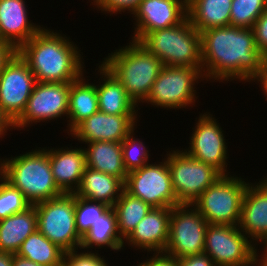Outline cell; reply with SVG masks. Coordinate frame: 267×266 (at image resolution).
Instances as JSON below:
<instances>
[{
  "label": "cell",
  "mask_w": 267,
  "mask_h": 266,
  "mask_svg": "<svg viewBox=\"0 0 267 266\" xmlns=\"http://www.w3.org/2000/svg\"><path fill=\"white\" fill-rule=\"evenodd\" d=\"M40 29L28 22L23 0H0V40L18 50Z\"/></svg>",
  "instance_id": "cell-18"
},
{
  "label": "cell",
  "mask_w": 267,
  "mask_h": 266,
  "mask_svg": "<svg viewBox=\"0 0 267 266\" xmlns=\"http://www.w3.org/2000/svg\"><path fill=\"white\" fill-rule=\"evenodd\" d=\"M13 266H44L26 258L13 254Z\"/></svg>",
  "instance_id": "cell-42"
},
{
  "label": "cell",
  "mask_w": 267,
  "mask_h": 266,
  "mask_svg": "<svg viewBox=\"0 0 267 266\" xmlns=\"http://www.w3.org/2000/svg\"><path fill=\"white\" fill-rule=\"evenodd\" d=\"M258 79L259 81L261 80V84H263V89L265 90V94L267 95V60L262 66V70L260 73L254 78Z\"/></svg>",
  "instance_id": "cell-43"
},
{
  "label": "cell",
  "mask_w": 267,
  "mask_h": 266,
  "mask_svg": "<svg viewBox=\"0 0 267 266\" xmlns=\"http://www.w3.org/2000/svg\"><path fill=\"white\" fill-rule=\"evenodd\" d=\"M137 16L134 41L148 32L180 24L187 17V0H141L132 14Z\"/></svg>",
  "instance_id": "cell-15"
},
{
  "label": "cell",
  "mask_w": 267,
  "mask_h": 266,
  "mask_svg": "<svg viewBox=\"0 0 267 266\" xmlns=\"http://www.w3.org/2000/svg\"><path fill=\"white\" fill-rule=\"evenodd\" d=\"M232 0H187V17L200 31L230 25Z\"/></svg>",
  "instance_id": "cell-25"
},
{
  "label": "cell",
  "mask_w": 267,
  "mask_h": 266,
  "mask_svg": "<svg viewBox=\"0 0 267 266\" xmlns=\"http://www.w3.org/2000/svg\"><path fill=\"white\" fill-rule=\"evenodd\" d=\"M37 230L35 205L0 220V252L16 254L23 241Z\"/></svg>",
  "instance_id": "cell-23"
},
{
  "label": "cell",
  "mask_w": 267,
  "mask_h": 266,
  "mask_svg": "<svg viewBox=\"0 0 267 266\" xmlns=\"http://www.w3.org/2000/svg\"><path fill=\"white\" fill-rule=\"evenodd\" d=\"M85 151L86 167L120 178L128 175L122 155L121 142L95 141Z\"/></svg>",
  "instance_id": "cell-24"
},
{
  "label": "cell",
  "mask_w": 267,
  "mask_h": 266,
  "mask_svg": "<svg viewBox=\"0 0 267 266\" xmlns=\"http://www.w3.org/2000/svg\"><path fill=\"white\" fill-rule=\"evenodd\" d=\"M117 217L113 207H110L94 222L89 231L82 238L80 248H89L93 245H107L112 250L121 249L124 241L121 236L117 235Z\"/></svg>",
  "instance_id": "cell-29"
},
{
  "label": "cell",
  "mask_w": 267,
  "mask_h": 266,
  "mask_svg": "<svg viewBox=\"0 0 267 266\" xmlns=\"http://www.w3.org/2000/svg\"><path fill=\"white\" fill-rule=\"evenodd\" d=\"M36 80L16 52L0 72V107L14 123L26 108Z\"/></svg>",
  "instance_id": "cell-13"
},
{
  "label": "cell",
  "mask_w": 267,
  "mask_h": 266,
  "mask_svg": "<svg viewBox=\"0 0 267 266\" xmlns=\"http://www.w3.org/2000/svg\"><path fill=\"white\" fill-rule=\"evenodd\" d=\"M227 176L222 175L192 205L195 204L209 224L239 227L242 201L248 184L240 178Z\"/></svg>",
  "instance_id": "cell-6"
},
{
  "label": "cell",
  "mask_w": 267,
  "mask_h": 266,
  "mask_svg": "<svg viewBox=\"0 0 267 266\" xmlns=\"http://www.w3.org/2000/svg\"><path fill=\"white\" fill-rule=\"evenodd\" d=\"M131 133L133 132H130L121 142L123 162L127 172L142 168L147 164V158H149L147 157L148 151L145 150V146H143V143L140 141H136L133 136H131L133 135ZM136 142H138V144ZM137 145H140L138 148H141V150H136Z\"/></svg>",
  "instance_id": "cell-34"
},
{
  "label": "cell",
  "mask_w": 267,
  "mask_h": 266,
  "mask_svg": "<svg viewBox=\"0 0 267 266\" xmlns=\"http://www.w3.org/2000/svg\"><path fill=\"white\" fill-rule=\"evenodd\" d=\"M200 34L202 68L205 65L207 68L205 77L254 80L267 60L256 47L252 28L229 25Z\"/></svg>",
  "instance_id": "cell-1"
},
{
  "label": "cell",
  "mask_w": 267,
  "mask_h": 266,
  "mask_svg": "<svg viewBox=\"0 0 267 266\" xmlns=\"http://www.w3.org/2000/svg\"><path fill=\"white\" fill-rule=\"evenodd\" d=\"M34 205L37 212V230L40 233L65 252L80 248L82 237L76 229L73 193L62 194Z\"/></svg>",
  "instance_id": "cell-7"
},
{
  "label": "cell",
  "mask_w": 267,
  "mask_h": 266,
  "mask_svg": "<svg viewBox=\"0 0 267 266\" xmlns=\"http://www.w3.org/2000/svg\"><path fill=\"white\" fill-rule=\"evenodd\" d=\"M192 204L171 208L169 239L163 253L176 259L204 252L205 235L209 223L197 208L186 210Z\"/></svg>",
  "instance_id": "cell-9"
},
{
  "label": "cell",
  "mask_w": 267,
  "mask_h": 266,
  "mask_svg": "<svg viewBox=\"0 0 267 266\" xmlns=\"http://www.w3.org/2000/svg\"><path fill=\"white\" fill-rule=\"evenodd\" d=\"M0 266H13V254L0 252Z\"/></svg>",
  "instance_id": "cell-44"
},
{
  "label": "cell",
  "mask_w": 267,
  "mask_h": 266,
  "mask_svg": "<svg viewBox=\"0 0 267 266\" xmlns=\"http://www.w3.org/2000/svg\"><path fill=\"white\" fill-rule=\"evenodd\" d=\"M135 115H110L97 111L71 132L86 143L95 141L122 142L134 130Z\"/></svg>",
  "instance_id": "cell-17"
},
{
  "label": "cell",
  "mask_w": 267,
  "mask_h": 266,
  "mask_svg": "<svg viewBox=\"0 0 267 266\" xmlns=\"http://www.w3.org/2000/svg\"><path fill=\"white\" fill-rule=\"evenodd\" d=\"M141 0H106V2L100 7L101 10L109 12H120L121 10H130L134 12L138 7Z\"/></svg>",
  "instance_id": "cell-37"
},
{
  "label": "cell",
  "mask_w": 267,
  "mask_h": 266,
  "mask_svg": "<svg viewBox=\"0 0 267 266\" xmlns=\"http://www.w3.org/2000/svg\"><path fill=\"white\" fill-rule=\"evenodd\" d=\"M0 183V220L10 215L24 211L31 204L24 198L22 192L11 186L3 178Z\"/></svg>",
  "instance_id": "cell-33"
},
{
  "label": "cell",
  "mask_w": 267,
  "mask_h": 266,
  "mask_svg": "<svg viewBox=\"0 0 267 266\" xmlns=\"http://www.w3.org/2000/svg\"><path fill=\"white\" fill-rule=\"evenodd\" d=\"M124 190L153 208H173L181 204L173 191L167 160L128 172Z\"/></svg>",
  "instance_id": "cell-10"
},
{
  "label": "cell",
  "mask_w": 267,
  "mask_h": 266,
  "mask_svg": "<svg viewBox=\"0 0 267 266\" xmlns=\"http://www.w3.org/2000/svg\"><path fill=\"white\" fill-rule=\"evenodd\" d=\"M9 126L14 127L12 120L4 113L0 107V135L4 134L5 129L7 130Z\"/></svg>",
  "instance_id": "cell-41"
},
{
  "label": "cell",
  "mask_w": 267,
  "mask_h": 266,
  "mask_svg": "<svg viewBox=\"0 0 267 266\" xmlns=\"http://www.w3.org/2000/svg\"><path fill=\"white\" fill-rule=\"evenodd\" d=\"M237 228L232 225H208L204 253L212 258L215 266H241L257 256L256 249L244 232Z\"/></svg>",
  "instance_id": "cell-11"
},
{
  "label": "cell",
  "mask_w": 267,
  "mask_h": 266,
  "mask_svg": "<svg viewBox=\"0 0 267 266\" xmlns=\"http://www.w3.org/2000/svg\"><path fill=\"white\" fill-rule=\"evenodd\" d=\"M177 266H215V264L212 258L203 252L177 259Z\"/></svg>",
  "instance_id": "cell-38"
},
{
  "label": "cell",
  "mask_w": 267,
  "mask_h": 266,
  "mask_svg": "<svg viewBox=\"0 0 267 266\" xmlns=\"http://www.w3.org/2000/svg\"><path fill=\"white\" fill-rule=\"evenodd\" d=\"M213 119L207 114L200 116L192 134L190 150L186 153L200 162L213 166L225 175L227 148L223 133Z\"/></svg>",
  "instance_id": "cell-16"
},
{
  "label": "cell",
  "mask_w": 267,
  "mask_h": 266,
  "mask_svg": "<svg viewBox=\"0 0 267 266\" xmlns=\"http://www.w3.org/2000/svg\"><path fill=\"white\" fill-rule=\"evenodd\" d=\"M171 208H152L126 238L132 245L163 253L169 239Z\"/></svg>",
  "instance_id": "cell-19"
},
{
  "label": "cell",
  "mask_w": 267,
  "mask_h": 266,
  "mask_svg": "<svg viewBox=\"0 0 267 266\" xmlns=\"http://www.w3.org/2000/svg\"><path fill=\"white\" fill-rule=\"evenodd\" d=\"M202 73L198 67L164 66L153 83L146 102L162 107L181 108L191 104L193 85Z\"/></svg>",
  "instance_id": "cell-12"
},
{
  "label": "cell",
  "mask_w": 267,
  "mask_h": 266,
  "mask_svg": "<svg viewBox=\"0 0 267 266\" xmlns=\"http://www.w3.org/2000/svg\"><path fill=\"white\" fill-rule=\"evenodd\" d=\"M267 10V0H232L230 25L252 28L257 18Z\"/></svg>",
  "instance_id": "cell-31"
},
{
  "label": "cell",
  "mask_w": 267,
  "mask_h": 266,
  "mask_svg": "<svg viewBox=\"0 0 267 266\" xmlns=\"http://www.w3.org/2000/svg\"><path fill=\"white\" fill-rule=\"evenodd\" d=\"M99 67L100 74L106 78L102 85L96 86L99 111L110 115H136V104L128 96L122 83L103 64Z\"/></svg>",
  "instance_id": "cell-26"
},
{
  "label": "cell",
  "mask_w": 267,
  "mask_h": 266,
  "mask_svg": "<svg viewBox=\"0 0 267 266\" xmlns=\"http://www.w3.org/2000/svg\"><path fill=\"white\" fill-rule=\"evenodd\" d=\"M103 65L122 83L135 104L141 99L146 101L164 67L160 59L134 40L129 47L112 53Z\"/></svg>",
  "instance_id": "cell-4"
},
{
  "label": "cell",
  "mask_w": 267,
  "mask_h": 266,
  "mask_svg": "<svg viewBox=\"0 0 267 266\" xmlns=\"http://www.w3.org/2000/svg\"><path fill=\"white\" fill-rule=\"evenodd\" d=\"M239 224L245 234L267 242V178L256 187L247 185Z\"/></svg>",
  "instance_id": "cell-20"
},
{
  "label": "cell",
  "mask_w": 267,
  "mask_h": 266,
  "mask_svg": "<svg viewBox=\"0 0 267 266\" xmlns=\"http://www.w3.org/2000/svg\"><path fill=\"white\" fill-rule=\"evenodd\" d=\"M95 2L97 6L101 7L106 2V0H95L94 3Z\"/></svg>",
  "instance_id": "cell-46"
},
{
  "label": "cell",
  "mask_w": 267,
  "mask_h": 266,
  "mask_svg": "<svg viewBox=\"0 0 267 266\" xmlns=\"http://www.w3.org/2000/svg\"><path fill=\"white\" fill-rule=\"evenodd\" d=\"M264 244H266V247H267V242H266V243H264ZM266 249H267V248H266ZM266 252H267V250H266ZM264 256H267V253H266Z\"/></svg>",
  "instance_id": "cell-48"
},
{
  "label": "cell",
  "mask_w": 267,
  "mask_h": 266,
  "mask_svg": "<svg viewBox=\"0 0 267 266\" xmlns=\"http://www.w3.org/2000/svg\"><path fill=\"white\" fill-rule=\"evenodd\" d=\"M164 255V256H163ZM154 256L149 261L139 264V266H177V259L166 254ZM162 256V257H161Z\"/></svg>",
  "instance_id": "cell-39"
},
{
  "label": "cell",
  "mask_w": 267,
  "mask_h": 266,
  "mask_svg": "<svg viewBox=\"0 0 267 266\" xmlns=\"http://www.w3.org/2000/svg\"><path fill=\"white\" fill-rule=\"evenodd\" d=\"M255 44L260 53L267 59V10L254 22L252 27Z\"/></svg>",
  "instance_id": "cell-36"
},
{
  "label": "cell",
  "mask_w": 267,
  "mask_h": 266,
  "mask_svg": "<svg viewBox=\"0 0 267 266\" xmlns=\"http://www.w3.org/2000/svg\"><path fill=\"white\" fill-rule=\"evenodd\" d=\"M16 254L44 266H63L65 251L36 230L23 241Z\"/></svg>",
  "instance_id": "cell-28"
},
{
  "label": "cell",
  "mask_w": 267,
  "mask_h": 266,
  "mask_svg": "<svg viewBox=\"0 0 267 266\" xmlns=\"http://www.w3.org/2000/svg\"><path fill=\"white\" fill-rule=\"evenodd\" d=\"M152 208L149 204L132 196L125 190L121 192V196L114 203L113 209L117 217L118 232L122 239H126L132 233Z\"/></svg>",
  "instance_id": "cell-30"
},
{
  "label": "cell",
  "mask_w": 267,
  "mask_h": 266,
  "mask_svg": "<svg viewBox=\"0 0 267 266\" xmlns=\"http://www.w3.org/2000/svg\"><path fill=\"white\" fill-rule=\"evenodd\" d=\"M0 165L2 178L20 190L31 205L64 194L55 183L48 151L44 149L17 156Z\"/></svg>",
  "instance_id": "cell-3"
},
{
  "label": "cell",
  "mask_w": 267,
  "mask_h": 266,
  "mask_svg": "<svg viewBox=\"0 0 267 266\" xmlns=\"http://www.w3.org/2000/svg\"><path fill=\"white\" fill-rule=\"evenodd\" d=\"M81 79V80H80ZM82 78L71 82L68 114L71 119L70 132L98 109V95L95 85L87 84Z\"/></svg>",
  "instance_id": "cell-27"
},
{
  "label": "cell",
  "mask_w": 267,
  "mask_h": 266,
  "mask_svg": "<svg viewBox=\"0 0 267 266\" xmlns=\"http://www.w3.org/2000/svg\"><path fill=\"white\" fill-rule=\"evenodd\" d=\"M48 156L51 171L57 187L64 194L74 193L75 190L72 185L76 184V188L79 187L86 167L84 149H58V151H53L52 149L48 151Z\"/></svg>",
  "instance_id": "cell-21"
},
{
  "label": "cell",
  "mask_w": 267,
  "mask_h": 266,
  "mask_svg": "<svg viewBox=\"0 0 267 266\" xmlns=\"http://www.w3.org/2000/svg\"><path fill=\"white\" fill-rule=\"evenodd\" d=\"M258 260H257V258L255 257L252 261H250L248 264H244V265H241V266H249V265H254V264H257L256 262H257ZM260 266H264V259H263V263H262V261H261V264H260Z\"/></svg>",
  "instance_id": "cell-45"
},
{
  "label": "cell",
  "mask_w": 267,
  "mask_h": 266,
  "mask_svg": "<svg viewBox=\"0 0 267 266\" xmlns=\"http://www.w3.org/2000/svg\"><path fill=\"white\" fill-rule=\"evenodd\" d=\"M77 251H66L63 258V266H107L103 258L94 253H75Z\"/></svg>",
  "instance_id": "cell-35"
},
{
  "label": "cell",
  "mask_w": 267,
  "mask_h": 266,
  "mask_svg": "<svg viewBox=\"0 0 267 266\" xmlns=\"http://www.w3.org/2000/svg\"><path fill=\"white\" fill-rule=\"evenodd\" d=\"M167 164L173 191L181 204H192L222 176L213 166L194 159L185 151L169 154Z\"/></svg>",
  "instance_id": "cell-8"
},
{
  "label": "cell",
  "mask_w": 267,
  "mask_h": 266,
  "mask_svg": "<svg viewBox=\"0 0 267 266\" xmlns=\"http://www.w3.org/2000/svg\"><path fill=\"white\" fill-rule=\"evenodd\" d=\"M41 28L17 53L33 72L36 82H73L82 77L76 47L59 34Z\"/></svg>",
  "instance_id": "cell-2"
},
{
  "label": "cell",
  "mask_w": 267,
  "mask_h": 266,
  "mask_svg": "<svg viewBox=\"0 0 267 266\" xmlns=\"http://www.w3.org/2000/svg\"><path fill=\"white\" fill-rule=\"evenodd\" d=\"M94 203V204H93ZM75 196V223L78 234L83 238L92 224L110 207L104 203ZM92 204V205H91Z\"/></svg>",
  "instance_id": "cell-32"
},
{
  "label": "cell",
  "mask_w": 267,
  "mask_h": 266,
  "mask_svg": "<svg viewBox=\"0 0 267 266\" xmlns=\"http://www.w3.org/2000/svg\"><path fill=\"white\" fill-rule=\"evenodd\" d=\"M123 190L124 182L120 178L85 167L80 185L77 189L75 188L73 194L80 198L101 202L113 207Z\"/></svg>",
  "instance_id": "cell-22"
},
{
  "label": "cell",
  "mask_w": 267,
  "mask_h": 266,
  "mask_svg": "<svg viewBox=\"0 0 267 266\" xmlns=\"http://www.w3.org/2000/svg\"><path fill=\"white\" fill-rule=\"evenodd\" d=\"M264 266H267V256L264 257Z\"/></svg>",
  "instance_id": "cell-47"
},
{
  "label": "cell",
  "mask_w": 267,
  "mask_h": 266,
  "mask_svg": "<svg viewBox=\"0 0 267 266\" xmlns=\"http://www.w3.org/2000/svg\"><path fill=\"white\" fill-rule=\"evenodd\" d=\"M138 42L164 66L198 67L202 70L201 34L188 17L176 26L148 32Z\"/></svg>",
  "instance_id": "cell-5"
},
{
  "label": "cell",
  "mask_w": 267,
  "mask_h": 266,
  "mask_svg": "<svg viewBox=\"0 0 267 266\" xmlns=\"http://www.w3.org/2000/svg\"><path fill=\"white\" fill-rule=\"evenodd\" d=\"M16 52L10 44L0 40V72Z\"/></svg>",
  "instance_id": "cell-40"
},
{
  "label": "cell",
  "mask_w": 267,
  "mask_h": 266,
  "mask_svg": "<svg viewBox=\"0 0 267 266\" xmlns=\"http://www.w3.org/2000/svg\"><path fill=\"white\" fill-rule=\"evenodd\" d=\"M70 89L71 82H36L25 110L14 122V128L68 114Z\"/></svg>",
  "instance_id": "cell-14"
}]
</instances>
